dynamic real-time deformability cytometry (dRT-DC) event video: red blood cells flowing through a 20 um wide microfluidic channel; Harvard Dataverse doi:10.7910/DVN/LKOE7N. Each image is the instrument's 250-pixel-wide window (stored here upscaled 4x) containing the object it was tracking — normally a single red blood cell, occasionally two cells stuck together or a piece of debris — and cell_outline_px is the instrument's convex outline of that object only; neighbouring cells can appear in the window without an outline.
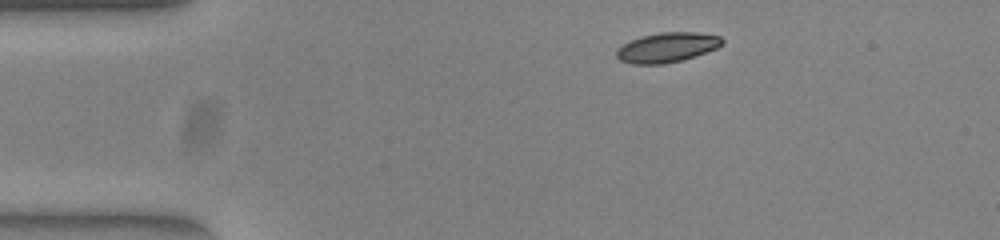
{"species": "common noctule bat (a hibernating species)", "species_latin": "Nyctalus noctula", "temperature_condition": "warm", "stored_images_in_passage": 41, "camera_frame_rate_fps": 3000, "um_per_image_px": 0.085, "animal": {"sex": "female", "body_mass_g": 23.0, "forearm_length_mm": 53.4}, "frame": {"image": 1, "passage_image": 1, "time_ms": 0.0, "image_size_px": [1000, 240], "cell_outline_px": [[724, 44], [716, 48], [684, 60], [664, 64], [632, 64], [620, 60], [616, 56], [616, 48], [640, 36], [660, 32], [696, 32], [720, 36], [724, 40]], "centroid_in_image_um": [56.7, 4.03], "position_along_channel_um": 28.3, "area_um2": 18.44}}
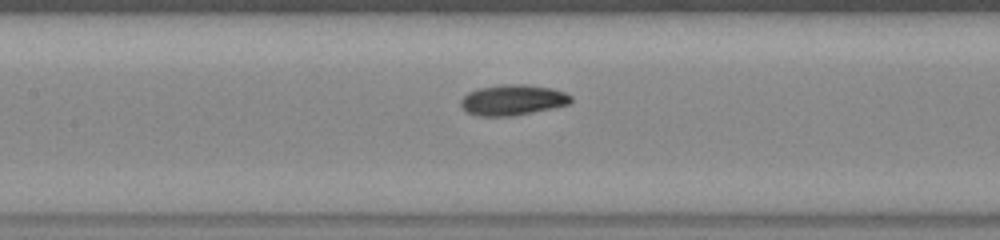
{"frame": {"image": 2, "passage_image": 16, "time_ms": 5.0, "image_size_px": [1000, 240], "cell_outline_px": [[572, 100], [568, 104], [552, 108], [512, 116], [476, 116], [460, 108], [460, 100], [468, 92], [480, 88], [500, 84], [528, 84], [552, 88], [564, 92], [572, 96]], "centroid_in_image_um": [43.55, 8.49], "position_along_channel_um": 163.8, "area_um2": 19.77}}
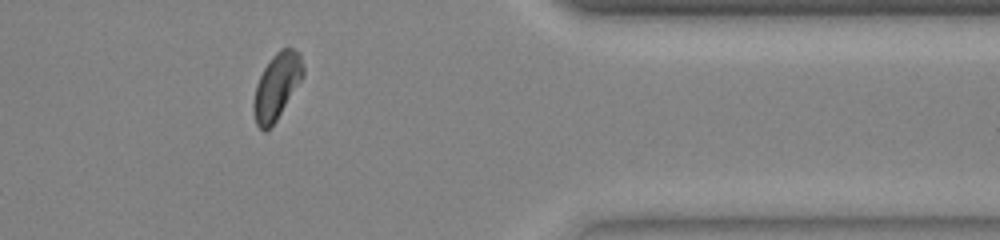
{"frame": {"image": 3, "passage_image": 35, "time_ms": 11.333, "image_size_px": [1000, 240], "cell_outline_px": [[304, 76], [276, 120], [264, 132], [256, 124], [252, 108], [252, 104], [256, 84], [264, 68], [272, 56], [280, 48], [292, 48], [300, 52], [304, 68]], "centroid_in_image_um": [23.52, 7.31], "position_along_channel_um": 387.9, "area_um2": 19.02}, "authors_computed_cell_mechanics": {"area_um2": 19.074, "velocity_mm_per_s": 3.8725, "shape_relaxation_time_tau1_ms": 2.6526, "shape_relaxation_time_tau2_ms": 8.2714, "deformation_change_tau1": 0.1009, "deformation_change_tau2": 0.1344}}